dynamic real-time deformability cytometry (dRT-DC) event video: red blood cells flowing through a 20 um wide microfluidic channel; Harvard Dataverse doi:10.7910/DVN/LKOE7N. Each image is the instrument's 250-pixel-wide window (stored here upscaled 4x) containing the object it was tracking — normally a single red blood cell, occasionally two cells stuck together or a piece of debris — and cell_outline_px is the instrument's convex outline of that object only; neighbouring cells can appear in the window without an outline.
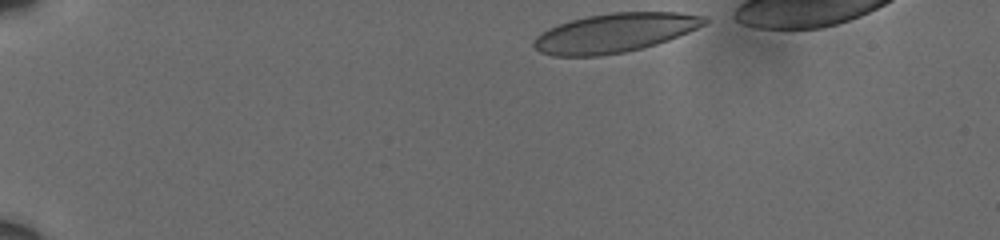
{"species": "human", "species_latin": "Homo sapiens", "temperature_condition": "cold", "stored_images_in_passage": 26, "camera_frame_rate_fps": 3000, "um_per_image_px": 0.085, "donor": {"sex": "male"}, "frame": {"image": 1, "passage_image": 1, "time_ms": 0.0, "image_size_px": [1000, 240], "cell_outline_px": [[708, 24], [668, 40], [656, 44], [624, 52], [600, 56], [552, 56], [540, 52], [532, 44], [536, 36], [540, 32], [548, 28], [572, 20], [588, 16], [612, 12], [680, 12], [704, 16], [708, 20]], "centroid_in_image_um": [52.26, 2.79], "position_along_channel_um": 32.7, "area_um2": 38.84}}
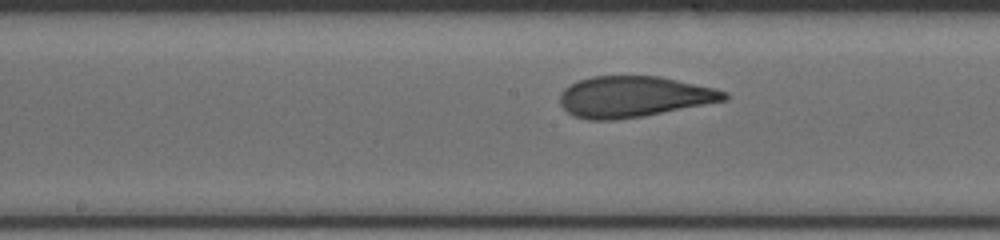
{"frame": {"image": 2, "passage_image": 15, "time_ms": 4.667, "image_size_px": [1000, 240], "cell_outline_px": [[728, 100], [644, 116], [616, 120], [588, 120], [572, 116], [560, 104], [560, 92], [568, 84], [592, 76], [660, 76], [716, 88], [728, 92]], "centroid_in_image_um": [53.87, 8.22], "position_along_channel_um": 194.3, "area_um2": 39.59}}
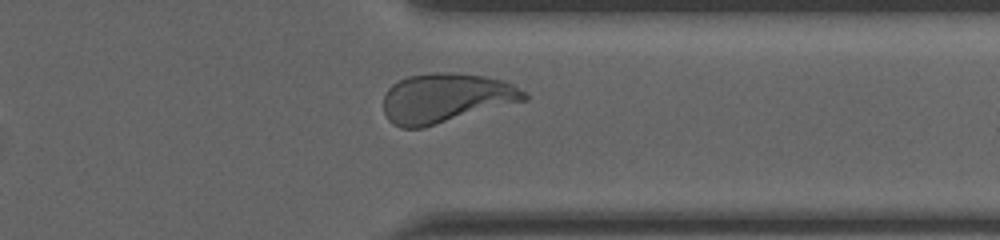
{"frame": {"image": 3, "passage_image": 25, "time_ms": 8.0, "image_size_px": [1000, 240], "cell_outline_px": [[528, 100], [424, 128], [400, 128], [392, 124], [388, 120], [384, 112], [384, 96], [388, 88], [392, 84], [408, 76], [432, 72], [448, 72], [484, 76], [500, 80], [512, 84], [528, 92]], "centroid_in_image_um": [37.9, 8.35], "position_along_channel_um": 373.5, "area_um2": 40.92}, "authors_computed_cell_mechanics": {"area_um2": 39.1595, "velocity_mm_per_s": 3.602, "shape_relaxation_time_tau1_ms": null, "shape_relaxation_time_tau2_ms": 1.3116, "deformation_change_tau1": null, "deformation_change_tau2": 0.0715}}